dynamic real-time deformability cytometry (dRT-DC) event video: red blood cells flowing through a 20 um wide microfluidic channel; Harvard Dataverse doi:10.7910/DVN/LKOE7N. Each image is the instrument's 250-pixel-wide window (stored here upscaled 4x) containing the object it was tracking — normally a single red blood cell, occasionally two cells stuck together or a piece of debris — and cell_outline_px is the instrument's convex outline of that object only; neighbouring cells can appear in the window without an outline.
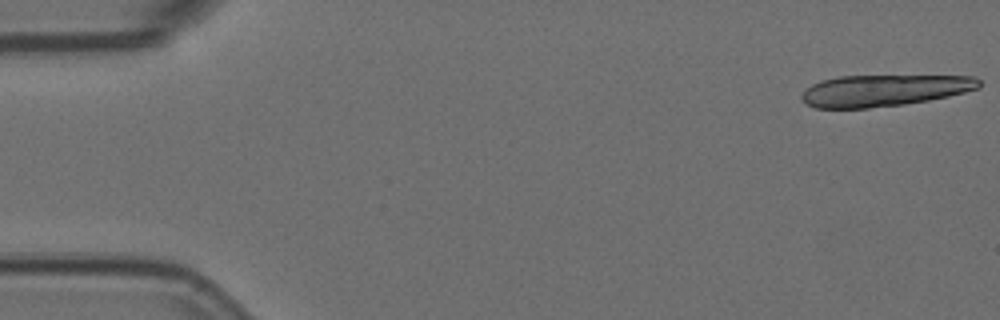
{"species": "Egyptian fruit bat (a non-hibernating species)", "species_latin": "Rousettus aegyptiacus", "temperature_condition": "room temperature", "stored_images_in_passage": 19, "camera_frame_rate_fps": 3000, "um_per_image_px": 0.085, "animal": {"sex": "female"}, "frame": {"image": 1, "passage_image": 1, "time_ms": 0.0, "image_size_px": [1000, 320], "cell_outline_px": [[980, 88], [948, 96], [928, 100], [904, 104], [868, 108], [816, 108], [804, 104], [800, 100], [800, 96], [804, 88], [820, 80], [840, 76], [976, 76], [980, 80]], "centroid_in_image_um": [75.08, 7.69], "position_along_channel_um": 9.9, "area_um2": 32.83}}